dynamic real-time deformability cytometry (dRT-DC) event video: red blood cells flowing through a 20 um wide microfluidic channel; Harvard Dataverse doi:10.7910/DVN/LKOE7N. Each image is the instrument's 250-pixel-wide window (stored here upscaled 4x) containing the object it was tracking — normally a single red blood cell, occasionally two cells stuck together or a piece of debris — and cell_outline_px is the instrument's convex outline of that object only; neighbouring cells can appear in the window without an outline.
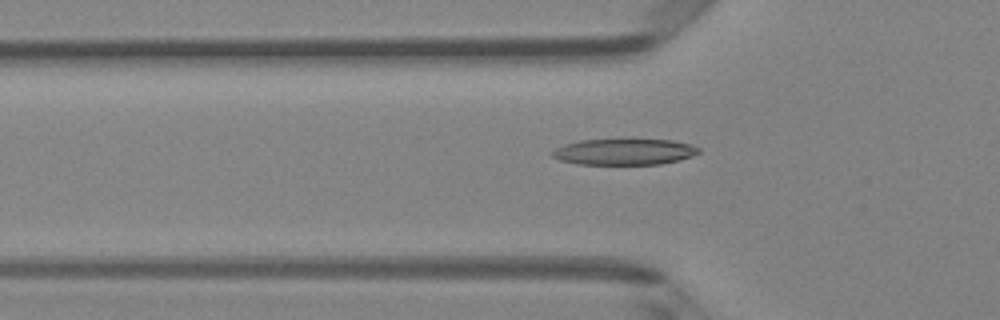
{"species": "Egyptian fruit bat (a non-hibernating species)", "species_latin": "Rousettus aegyptiacus", "temperature_condition": "room temperature", "stored_images_in_passage": 46, "camera_frame_rate_fps": 3000, "um_per_image_px": 0.085, "animal": {"sex": "female"}, "frame": {"image": 1, "passage_image": 17, "time_ms": 5.333, "image_size_px": [1000, 320], "cell_outline_px": [[700, 152], [692, 156], [680, 160], [660, 164], [576, 164], [560, 160], [552, 156], [552, 152], [556, 148], [564, 144], [580, 140], [620, 136], [672, 140], [692, 144], [700, 148]], "centroid_in_image_um": [53.08, 12.84], "position_along_channel_um": 72.7, "area_um2": 23.52}}
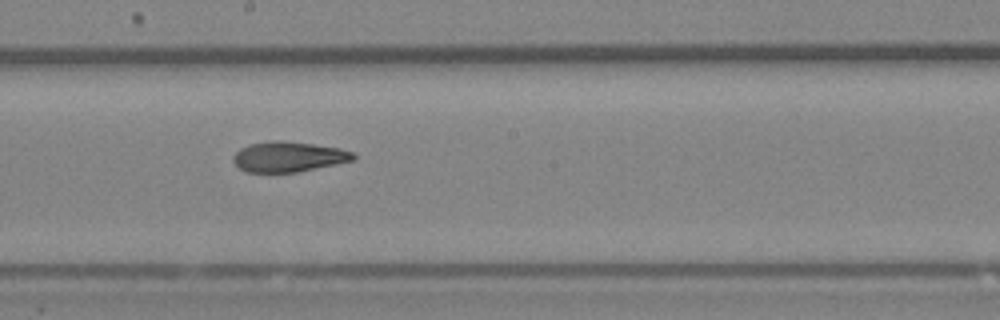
{"frame": {"image": 2, "passage_image": 28, "time_ms": 9.0, "image_size_px": [1000, 320], "cell_outline_px": [[356, 156], [352, 160], [336, 164], [296, 172], [244, 172], [232, 160], [232, 156], [240, 148], [252, 144], [272, 140], [284, 140], [340, 148], [352, 152]], "centroid_in_image_um": [24.49, 13.32], "position_along_channel_um": 223.7, "area_um2": 21.04}}
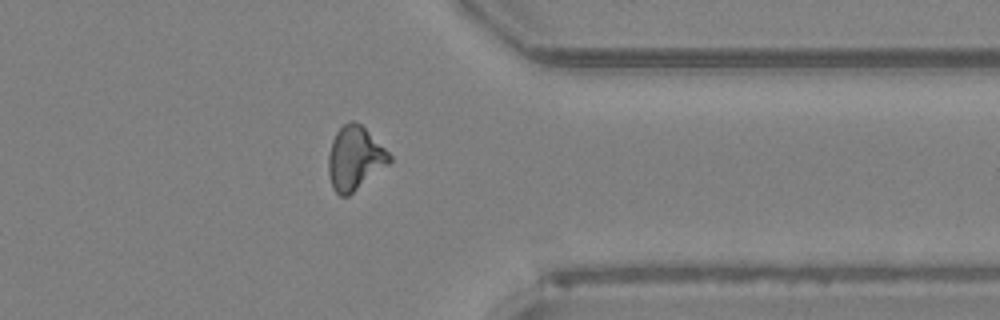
{"frame": {"image": 3, "passage_image": 40, "time_ms": 13.0, "image_size_px": [1000, 320], "cell_outline_px": [[392, 160], [388, 164], [348, 196], [340, 196], [332, 188], [328, 172], [328, 156], [332, 140], [336, 132], [348, 120], [352, 120], [360, 124], [392, 156]], "centroid_in_image_um": [30.13, 13.45], "position_along_channel_um": 381.3, "area_um2": 22.31}}